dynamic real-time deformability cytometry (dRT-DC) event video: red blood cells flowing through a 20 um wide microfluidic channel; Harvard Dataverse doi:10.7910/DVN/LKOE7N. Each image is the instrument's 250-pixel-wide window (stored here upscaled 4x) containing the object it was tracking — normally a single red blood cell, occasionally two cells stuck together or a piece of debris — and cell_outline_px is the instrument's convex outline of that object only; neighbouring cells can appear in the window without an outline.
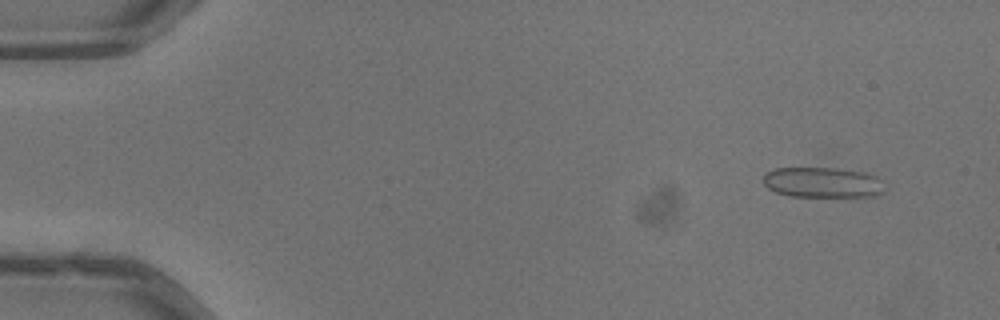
{"species": "common noctule bat (a hibernating species)", "species_latin": "Nyctalus noctula", "temperature_condition": "warm", "stored_images_in_passage": 52, "camera_frame_rate_fps": 3000, "um_per_image_px": 0.085, "animal": {"sex": "male", "body_mass_g": 13.3}, "frame": {"image": 1, "passage_image": 4, "time_ms": 1.0, "image_size_px": [1000, 320], "cell_outline_px": [[884, 192], [876, 196], [788, 196], [776, 192], [768, 188], [764, 184], [764, 176], [768, 172], [776, 168], [836, 168], [864, 172], [880, 180]], "centroid_in_image_um": [69.9, 15.51], "position_along_channel_um": 15.1, "area_um2": 21.21}}
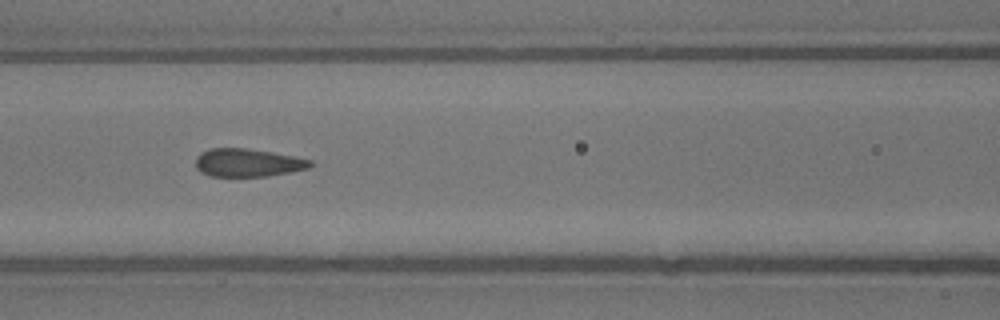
{"frame": {"image": 2, "passage_image": 23, "time_ms": 7.333, "image_size_px": [1000, 320], "cell_outline_px": [[312, 164], [308, 168], [268, 176], [208, 176], [200, 172], [196, 168], [196, 156], [200, 152], [208, 148], [244, 148], [272, 152], [312, 160]], "centroid_in_image_um": [21.0, 13.82], "position_along_channel_um": 145.6, "area_um2": 18.73}}
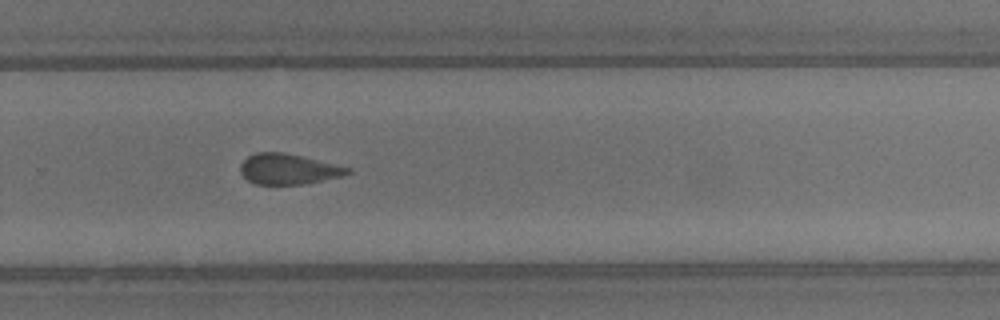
{"frame": {"image": 3, "passage_image": 35, "time_ms": 11.333, "image_size_px": [1000, 320], "cell_outline_px": [[352, 172], [340, 176], [304, 184], [256, 184], [248, 180], [240, 172], [240, 164], [248, 156], [256, 152], [280, 152], [300, 156], [352, 168]], "centroid_in_image_um": [24.48, 14.37], "position_along_channel_um": 305.3, "area_um2": 18.79}, "authors_computed_cell_mechanics": {"area_um2": 19.7098, "velocity_mm_per_s": 4.0104, "shape_relaxation_time_tau1_ms": null, "shape_relaxation_time_tau2_ms": 0.6964, "deformation_change_tau1": null, "deformation_change_tau2": 0.056}}